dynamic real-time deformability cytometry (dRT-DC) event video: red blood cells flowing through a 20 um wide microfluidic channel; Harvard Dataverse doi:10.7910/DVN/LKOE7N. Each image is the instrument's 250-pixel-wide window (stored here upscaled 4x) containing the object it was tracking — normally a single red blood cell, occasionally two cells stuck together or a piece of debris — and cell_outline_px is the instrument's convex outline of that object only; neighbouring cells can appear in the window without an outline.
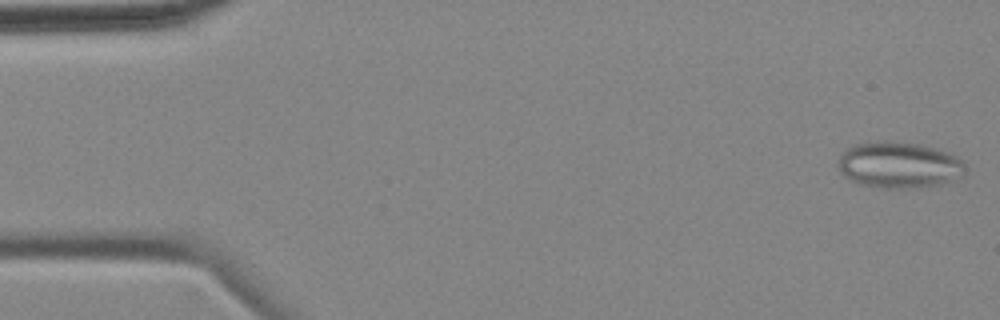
{"species": "common noctule bat (a hibernating species)", "species_latin": "Nyctalus noctula", "temperature_condition": "cold", "stored_images_in_passage": 5, "camera_frame_rate_fps": 3000, "um_per_image_px": 0.085, "animal": {"sex": "female", "body_mass_g": 18.4}, "frame": {"image": 1, "passage_image": 1, "time_ms": 0.0, "image_size_px": [1000, 320], "cell_outline_px": [[968, 168], [964, 176], [936, 184], [904, 188], [884, 188], [860, 184], [852, 180], [840, 172], [840, 156], [848, 148], [856, 144], [868, 140], [884, 140], [916, 144], [932, 148], [944, 152], [960, 160]], "centroid_in_image_um": [76.39, 14.01], "position_along_channel_um": 8.6, "area_um2": 33.64}}